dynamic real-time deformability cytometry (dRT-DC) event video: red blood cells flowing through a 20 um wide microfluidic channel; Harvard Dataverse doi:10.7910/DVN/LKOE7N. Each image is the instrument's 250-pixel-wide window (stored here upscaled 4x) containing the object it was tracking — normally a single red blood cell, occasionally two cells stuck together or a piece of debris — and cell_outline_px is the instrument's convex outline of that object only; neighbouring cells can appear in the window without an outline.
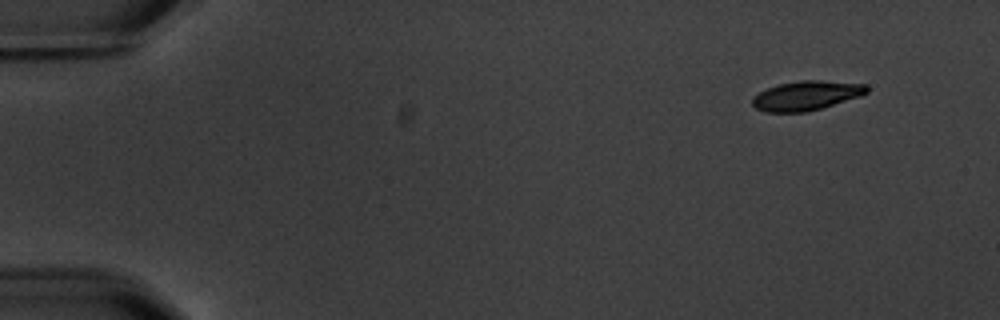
{"species": "common noctule bat (a hibernating species)", "species_latin": "Nyctalus noctula", "temperature_condition": "warm", "stored_images_in_passage": 6, "camera_frame_rate_fps": 3000, "um_per_image_px": 0.085, "animal": {"sex": "male", "body_mass_g": 20.1, "forearm_length_mm": 53.5}, "frame": {"image": 1, "passage_image": 2, "time_ms": 1.333, "image_size_px": [1000, 320], "cell_outline_px": [[868, 92], [860, 96], [808, 112], [764, 112], [756, 108], [752, 104], [752, 96], [768, 88], [780, 84], [800, 80], [820, 80], [864, 84], [868, 88]], "centroid_in_image_um": [68.51, 8.13], "position_along_channel_um": 16.5, "area_um2": 19.48}}
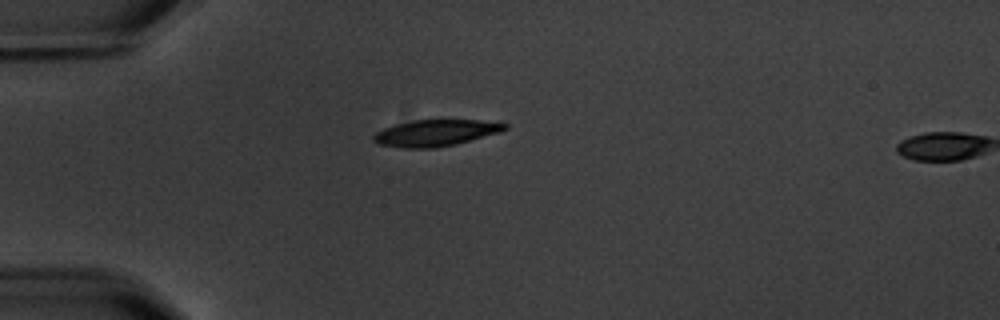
{"frame": {"image": 2, "passage_image": 5, "time_ms": 5.0, "image_size_px": [1000, 320], "cell_outline_px": [[508, 128], [500, 132], [456, 144], [436, 148], [404, 148], [380, 144], [372, 140], [372, 136], [376, 132], [384, 128], [396, 124], [416, 120], [480, 120], [508, 124]], "centroid_in_image_um": [37.02, 11.3], "position_along_channel_um": 48.0, "area_um2": 20.11}}